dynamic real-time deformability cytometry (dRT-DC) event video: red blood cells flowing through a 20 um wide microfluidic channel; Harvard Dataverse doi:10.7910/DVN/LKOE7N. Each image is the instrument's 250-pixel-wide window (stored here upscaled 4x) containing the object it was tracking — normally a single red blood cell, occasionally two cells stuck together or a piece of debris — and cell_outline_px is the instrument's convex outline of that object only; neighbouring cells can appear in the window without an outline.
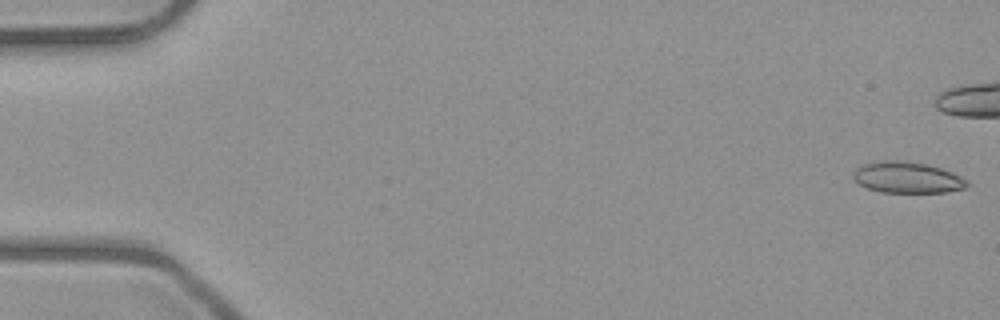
{"species": "common noctule bat (a hibernating species)", "species_latin": "Nyctalus noctula", "temperature_condition": "room temperature", "stored_images_in_passage": 7, "camera_frame_rate_fps": 3000, "um_per_image_px": 0.085, "animal": {"sex": "male", "body_mass_g": 23.1, "forearm_length_mm": 52.7}, "frame": {"image": 1, "passage_image": 1, "time_ms": 0.0, "image_size_px": [1000, 320], "cell_outline_px": [[968, 184], [964, 188], [944, 192], [880, 192], [868, 188], [852, 180], [852, 172], [856, 168], [864, 164], [884, 160], [896, 160], [924, 164], [940, 168], [968, 180]], "centroid_in_image_um": [77.05, 15.09], "position_along_channel_um": 8.0, "area_um2": 20.4}}